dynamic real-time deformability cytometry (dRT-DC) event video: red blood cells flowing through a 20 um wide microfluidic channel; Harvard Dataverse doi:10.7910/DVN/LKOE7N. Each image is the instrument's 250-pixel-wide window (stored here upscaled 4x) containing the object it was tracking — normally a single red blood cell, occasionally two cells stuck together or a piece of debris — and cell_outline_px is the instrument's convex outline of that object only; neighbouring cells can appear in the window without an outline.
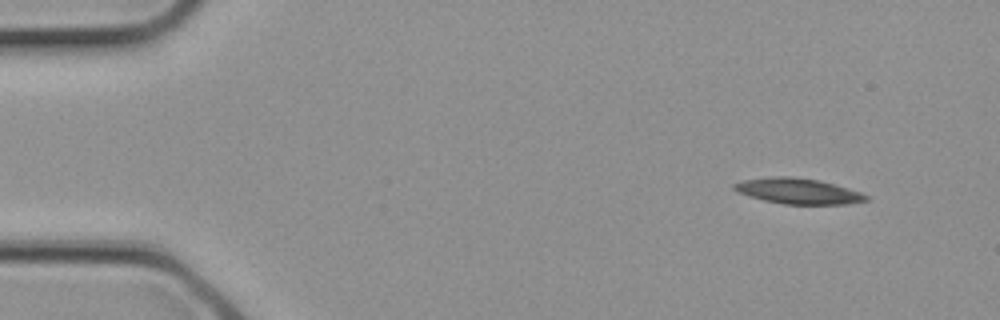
{"species": "common noctule bat (a hibernating species)", "species_latin": "Nyctalus noctula", "temperature_condition": "cold", "stored_images_in_passage": 2, "camera_frame_rate_fps": 3000, "um_per_image_px": 0.085, "animal": {"sex": "female", "body_mass_g": 21.9}, "frame": {"image": 1, "passage_image": 1, "time_ms": 0.0, "image_size_px": [1000, 320], "cell_outline_px": [[868, 200], [848, 204], [784, 204], [764, 200], [736, 192], [732, 188], [732, 184], [740, 180], [772, 176], [788, 176], [820, 180], [848, 188], [860, 192], [868, 196]], "centroid_in_image_um": [67.79, 16.23], "position_along_channel_um": 17.2, "area_um2": 19.77}}